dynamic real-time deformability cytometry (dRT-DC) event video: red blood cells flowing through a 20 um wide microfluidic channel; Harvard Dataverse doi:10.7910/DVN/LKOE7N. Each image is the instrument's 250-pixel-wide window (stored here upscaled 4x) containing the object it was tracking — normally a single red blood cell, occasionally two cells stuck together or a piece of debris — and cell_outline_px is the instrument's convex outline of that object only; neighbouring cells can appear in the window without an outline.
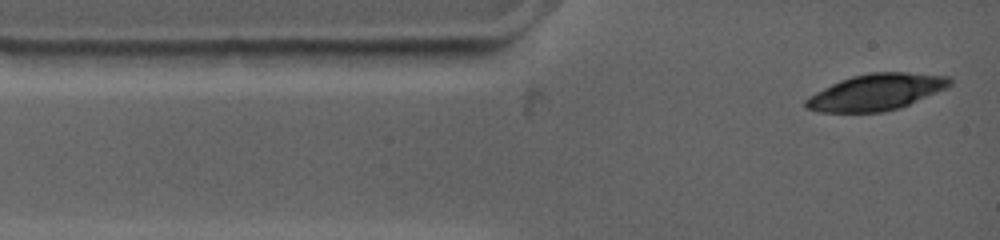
{"species": "common noctule bat (a hibernating species)", "species_latin": "Nyctalus noctula", "temperature_condition": "warm", "stored_images_in_passage": 4, "camera_frame_rate_fps": 4500, "um_per_image_px": 0.085, "animal": {"sex": "female", "body_mass_g": 19.0, "forearm_length_mm": 53.3}, "frame": {"image": 1, "passage_image": 1, "time_ms": 0.0, "image_size_px": [1000, 240], "cell_outline_px": [[952, 84], [944, 88], [900, 108], [880, 112], [820, 112], [804, 108], [804, 100], [808, 96], [840, 80], [852, 76], [868, 72], [908, 72], [948, 76], [952, 80]], "centroid_in_image_um": [74.43, 7.82], "position_along_channel_um": 10.6, "area_um2": 30.35}}